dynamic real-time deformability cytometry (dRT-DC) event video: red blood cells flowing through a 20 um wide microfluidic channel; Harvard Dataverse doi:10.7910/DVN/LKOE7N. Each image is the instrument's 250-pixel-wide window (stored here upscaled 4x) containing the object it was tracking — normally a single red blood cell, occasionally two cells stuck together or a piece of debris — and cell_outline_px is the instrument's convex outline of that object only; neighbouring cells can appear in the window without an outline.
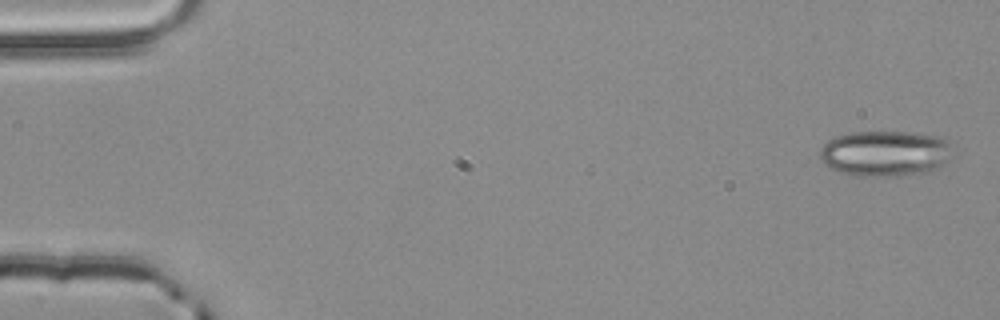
{"species": "common noctule bat (a hibernating species)", "species_latin": "Nyctalus noctula", "temperature_condition": "room temperature", "stored_images_in_passage": 4, "camera_frame_rate_fps": 3000, "um_per_image_px": 0.085, "animal": {"sex": "male", "body_mass_g": 20.4}, "frame": {"image": 1, "passage_image": 1, "time_ms": 0.0, "image_size_px": [1000, 320], "cell_outline_px": [[948, 144], [944, 160], [940, 168], [932, 172], [900, 176], [864, 176], [840, 172], [824, 164], [820, 160], [820, 148], [828, 140], [836, 136], [852, 132], [904, 132], [944, 136], [948, 140]], "centroid_in_image_um": [75.19, 13.04], "position_along_channel_um": 9.8, "area_um2": 35.14}}